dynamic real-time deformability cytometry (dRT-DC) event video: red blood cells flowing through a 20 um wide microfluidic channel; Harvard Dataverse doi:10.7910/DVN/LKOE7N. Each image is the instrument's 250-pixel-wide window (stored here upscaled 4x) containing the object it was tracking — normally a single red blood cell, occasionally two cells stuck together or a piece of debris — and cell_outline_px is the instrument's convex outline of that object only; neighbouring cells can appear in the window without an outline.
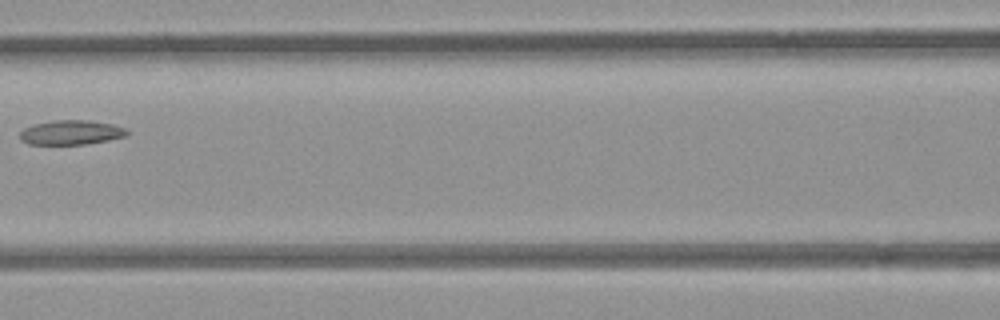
{"species": "common noctule bat (a hibernating species)", "species_latin": "Nyctalus noctula", "temperature_condition": "room temperature", "stored_images_in_passage": 6, "camera_frame_rate_fps": 3000, "um_per_image_px": 0.085, "animal": {"sex": "female", "body_mass_g": 21.9}, "frame": {"image": 1, "passage_image": 5, "time_ms": 1.333, "image_size_px": [1000, 320], "cell_outline_px": [[128, 136], [108, 140], [84, 144], [28, 144], [20, 140], [20, 132], [24, 128], [36, 124], [56, 120], [88, 120], [112, 124], [124, 128], [128, 132]], "centroid_in_image_um": [6.05, 11.26], "position_along_channel_um": 160.6, "area_um2": 15.14}}
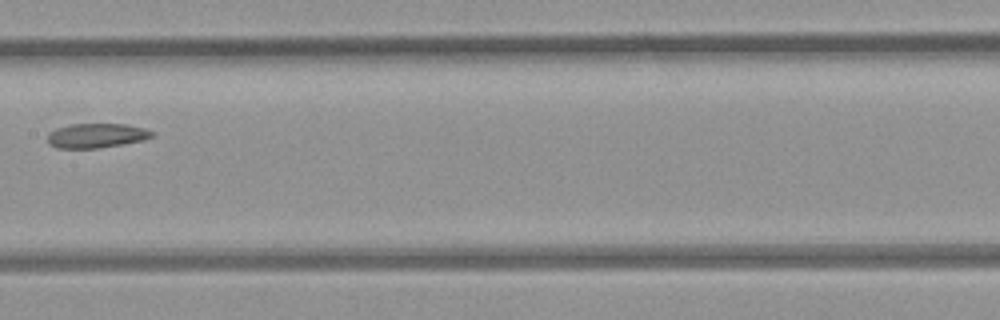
{"frame": {"image": 2, "passage_image": 6, "time_ms": 1.667, "image_size_px": [1000, 320], "cell_outline_px": [[152, 136], [144, 140], [96, 148], [56, 148], [48, 144], [48, 132], [56, 128], [72, 124], [124, 124], [144, 128], [152, 132]], "centroid_in_image_um": [8.14, 11.52], "position_along_channel_um": 199.3, "area_um2": 14.74}}